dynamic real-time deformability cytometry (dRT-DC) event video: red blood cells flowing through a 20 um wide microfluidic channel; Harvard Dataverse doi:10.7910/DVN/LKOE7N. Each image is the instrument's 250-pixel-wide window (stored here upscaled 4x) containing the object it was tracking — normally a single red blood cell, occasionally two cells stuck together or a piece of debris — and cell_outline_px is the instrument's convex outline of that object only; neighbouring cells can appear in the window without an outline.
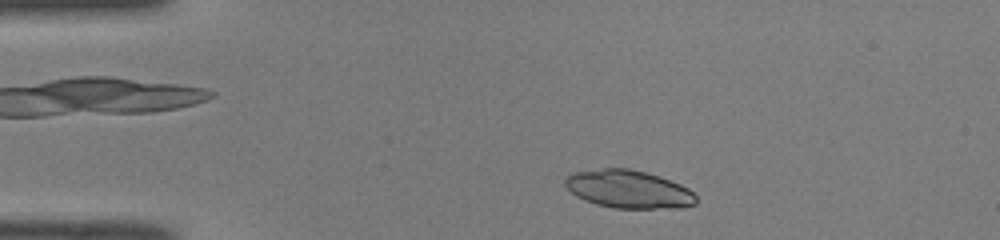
{"species": "common noctule bat (a hibernating species)", "species_latin": "Nyctalus noctula", "temperature_condition": "room temperature", "stored_images_in_passage": 45, "camera_frame_rate_fps": 3000, "um_per_image_px": 0.085, "animal": {"sex": "male", "body_mass_g": 19.0, "forearm_length_mm": 50.8}, "frame": {"image": 1, "passage_image": 4, "time_ms": 1.0, "image_size_px": [1000, 240], "cell_outline_px": [[696, 204], [680, 208], [612, 208], [596, 204], [584, 200], [576, 196], [564, 184], [564, 180], [572, 172], [604, 168], [628, 168], [660, 176], [680, 184], [688, 188], [696, 196]], "centroid_in_image_um": [53.42, 16.08], "position_along_channel_um": 31.6, "area_um2": 29.02}}
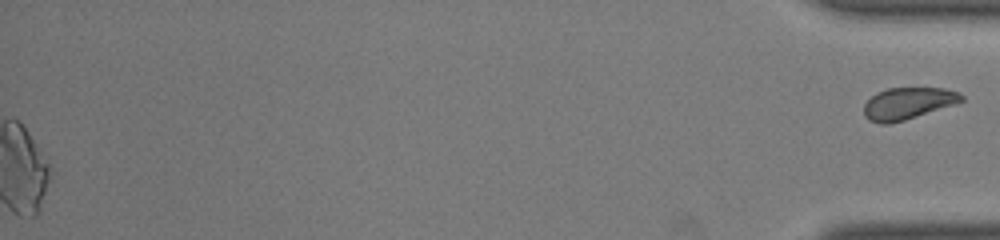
{"frame": {"image": 2, "passage_image": 45, "time_ms": 14.667, "image_size_px": [1000, 240], "cell_outline_px": [[964, 100], [956, 104], [904, 120], [888, 124], [880, 124], [868, 120], [864, 116], [864, 104], [876, 92], [888, 88], [944, 88], [960, 92], [964, 96]], "centroid_in_image_um": [77.17, 8.78], "position_along_channel_um": 358.0, "area_um2": 18.21}}